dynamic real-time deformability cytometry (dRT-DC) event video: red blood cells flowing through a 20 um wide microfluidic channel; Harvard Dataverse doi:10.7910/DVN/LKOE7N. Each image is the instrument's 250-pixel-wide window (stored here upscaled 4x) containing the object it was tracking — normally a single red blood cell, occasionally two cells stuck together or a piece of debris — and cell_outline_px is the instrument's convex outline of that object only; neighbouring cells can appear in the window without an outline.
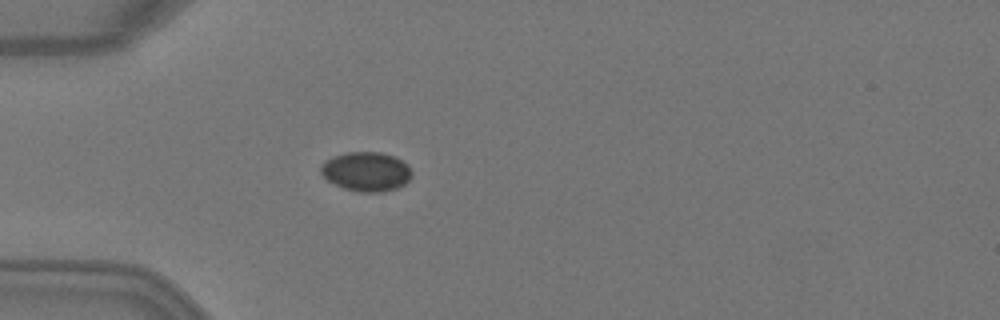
{"species": "Egyptian fruit bat (a non-hibernating species)", "species_latin": "Rousettus aegyptiacus", "temperature_condition": "warm", "stored_images_in_passage": 3, "camera_frame_rate_fps": 3000, "um_per_image_px": 0.085, "animal": {"sex": "female"}, "frame": {"image": 1, "passage_image": 3, "time_ms": 0.667, "image_size_px": [1000, 320], "cell_outline_px": [[412, 176], [404, 184], [396, 188], [380, 192], [360, 192], [344, 188], [328, 180], [320, 172], [320, 164], [324, 160], [332, 156], [348, 152], [380, 152], [392, 156], [408, 164], [412, 172]], "centroid_in_image_um": [31.11, 14.57], "position_along_channel_um": 53.9, "area_um2": 20.81}}